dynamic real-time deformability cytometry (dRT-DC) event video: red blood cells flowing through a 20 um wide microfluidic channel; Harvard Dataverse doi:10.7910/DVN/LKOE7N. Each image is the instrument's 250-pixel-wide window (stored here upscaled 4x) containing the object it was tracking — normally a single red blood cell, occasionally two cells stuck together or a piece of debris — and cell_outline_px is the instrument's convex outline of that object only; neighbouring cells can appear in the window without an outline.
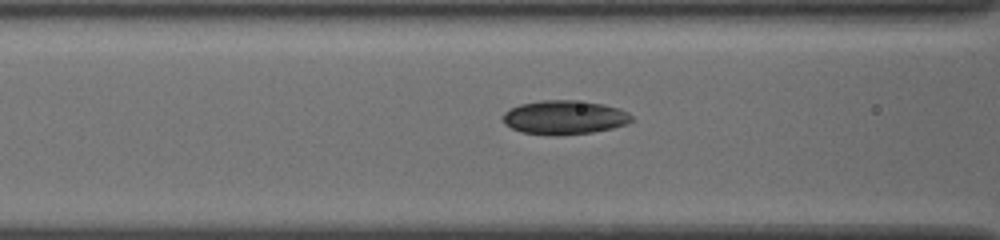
{"species": "common noctule bat (a hibernating species)", "species_latin": "Nyctalus noctula", "temperature_condition": "cold", "stored_images_in_passage": 27, "camera_frame_rate_fps": 3000, "um_per_image_px": 0.085, "animal": {"sex": "female", "body_mass_g": 19.5, "forearm_length_mm": 54.1}, "frame": {"image": 1, "passage_image": 6, "time_ms": 1.667, "image_size_px": [1000, 240], "cell_outline_px": [[632, 120], [628, 124], [612, 128], [592, 132], [556, 136], [552, 136], [520, 132], [504, 124], [500, 116], [504, 112], [520, 104], [540, 100], [572, 100], [604, 104], [620, 108], [628, 112], [632, 116]], "centroid_in_image_um": [47.95, 9.98], "position_along_channel_um": 118.6, "area_um2": 25.78}}
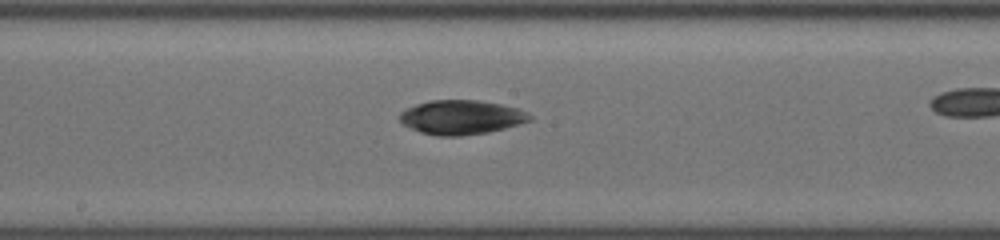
{"frame": {"image": 2, "passage_image": 13, "time_ms": 4.0, "image_size_px": [1000, 240], "cell_outline_px": [[532, 120], [504, 128], [488, 132], [460, 136], [440, 136], [420, 132], [404, 124], [400, 120], [400, 112], [404, 108], [416, 104], [432, 100], [480, 100], [500, 104], [516, 108], [528, 112], [532, 116]], "centroid_in_image_um": [39.21, 9.96], "position_along_channel_um": 209.0, "area_um2": 25.89}}
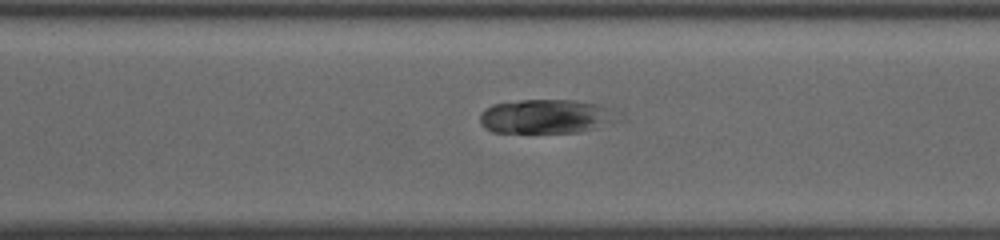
{"frame": {"image": 3, "passage_image": 22, "time_ms": 7.0, "image_size_px": [1000, 240], "cell_outline_px": [[624, 120], [580, 132], [492, 132], [484, 128], [480, 124], [480, 112], [484, 108], [492, 104], [520, 100], [576, 100], [596, 104], [620, 112]], "centroid_in_image_um": [46.46, 9.89], "position_along_channel_um": 324.1, "area_um2": 27.92}}